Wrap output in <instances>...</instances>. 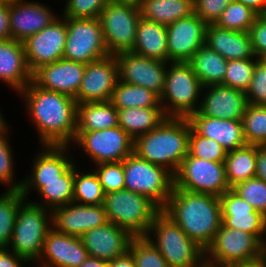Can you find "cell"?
I'll use <instances>...</instances> for the list:
<instances>
[{"label":"cell","mask_w":266,"mask_h":267,"mask_svg":"<svg viewBox=\"0 0 266 267\" xmlns=\"http://www.w3.org/2000/svg\"><path fill=\"white\" fill-rule=\"evenodd\" d=\"M40 148L39 153H34L32 169L23 176V181L58 180L76 162L71 145H41Z\"/></svg>","instance_id":"4316f807"},{"label":"cell","mask_w":266,"mask_h":267,"mask_svg":"<svg viewBox=\"0 0 266 267\" xmlns=\"http://www.w3.org/2000/svg\"><path fill=\"white\" fill-rule=\"evenodd\" d=\"M110 102L119 109L140 107H162L160 96L155 92L118 80Z\"/></svg>","instance_id":"d590c367"},{"label":"cell","mask_w":266,"mask_h":267,"mask_svg":"<svg viewBox=\"0 0 266 267\" xmlns=\"http://www.w3.org/2000/svg\"><path fill=\"white\" fill-rule=\"evenodd\" d=\"M27 264L30 263L14 251L8 248H0V267H25ZM28 267H31V265Z\"/></svg>","instance_id":"816d5d0a"},{"label":"cell","mask_w":266,"mask_h":267,"mask_svg":"<svg viewBox=\"0 0 266 267\" xmlns=\"http://www.w3.org/2000/svg\"><path fill=\"white\" fill-rule=\"evenodd\" d=\"M258 58L228 60L222 85L246 92Z\"/></svg>","instance_id":"b9f144b4"},{"label":"cell","mask_w":266,"mask_h":267,"mask_svg":"<svg viewBox=\"0 0 266 267\" xmlns=\"http://www.w3.org/2000/svg\"><path fill=\"white\" fill-rule=\"evenodd\" d=\"M72 144L78 146L93 165L121 162L133 152L134 140L120 127L76 132Z\"/></svg>","instance_id":"7c38bea8"},{"label":"cell","mask_w":266,"mask_h":267,"mask_svg":"<svg viewBox=\"0 0 266 267\" xmlns=\"http://www.w3.org/2000/svg\"><path fill=\"white\" fill-rule=\"evenodd\" d=\"M145 237L170 267H200L205 262L204 250L163 210L156 215Z\"/></svg>","instance_id":"277c9868"},{"label":"cell","mask_w":266,"mask_h":267,"mask_svg":"<svg viewBox=\"0 0 266 267\" xmlns=\"http://www.w3.org/2000/svg\"><path fill=\"white\" fill-rule=\"evenodd\" d=\"M188 63L203 87L223 82L227 60L208 45L203 44Z\"/></svg>","instance_id":"836d02e7"},{"label":"cell","mask_w":266,"mask_h":267,"mask_svg":"<svg viewBox=\"0 0 266 267\" xmlns=\"http://www.w3.org/2000/svg\"><path fill=\"white\" fill-rule=\"evenodd\" d=\"M200 101L201 115L219 119L241 120L248 105L244 91L222 84L203 87Z\"/></svg>","instance_id":"44dd1931"},{"label":"cell","mask_w":266,"mask_h":267,"mask_svg":"<svg viewBox=\"0 0 266 267\" xmlns=\"http://www.w3.org/2000/svg\"><path fill=\"white\" fill-rule=\"evenodd\" d=\"M86 64L61 58L41 66L33 73V82L42 89L76 97Z\"/></svg>","instance_id":"603a6c76"},{"label":"cell","mask_w":266,"mask_h":267,"mask_svg":"<svg viewBox=\"0 0 266 267\" xmlns=\"http://www.w3.org/2000/svg\"><path fill=\"white\" fill-rule=\"evenodd\" d=\"M129 252L134 258L136 267H170L159 250L145 236L134 237Z\"/></svg>","instance_id":"ee69618b"},{"label":"cell","mask_w":266,"mask_h":267,"mask_svg":"<svg viewBox=\"0 0 266 267\" xmlns=\"http://www.w3.org/2000/svg\"><path fill=\"white\" fill-rule=\"evenodd\" d=\"M241 121L247 144L266 145V106L248 104Z\"/></svg>","instance_id":"ab89813d"},{"label":"cell","mask_w":266,"mask_h":267,"mask_svg":"<svg viewBox=\"0 0 266 267\" xmlns=\"http://www.w3.org/2000/svg\"><path fill=\"white\" fill-rule=\"evenodd\" d=\"M119 80L115 55L86 64L83 79L75 97L77 104L110 101Z\"/></svg>","instance_id":"2e32d148"},{"label":"cell","mask_w":266,"mask_h":267,"mask_svg":"<svg viewBox=\"0 0 266 267\" xmlns=\"http://www.w3.org/2000/svg\"><path fill=\"white\" fill-rule=\"evenodd\" d=\"M200 267H224V266H215V265H211L207 262H204Z\"/></svg>","instance_id":"be15d7a7"},{"label":"cell","mask_w":266,"mask_h":267,"mask_svg":"<svg viewBox=\"0 0 266 267\" xmlns=\"http://www.w3.org/2000/svg\"><path fill=\"white\" fill-rule=\"evenodd\" d=\"M75 163L58 180L23 181L21 192L28 200L30 192H37L41 202L30 200L33 204L49 210L73 202ZM35 190V191H34Z\"/></svg>","instance_id":"83f0119b"},{"label":"cell","mask_w":266,"mask_h":267,"mask_svg":"<svg viewBox=\"0 0 266 267\" xmlns=\"http://www.w3.org/2000/svg\"><path fill=\"white\" fill-rule=\"evenodd\" d=\"M255 177L266 182V145H256Z\"/></svg>","instance_id":"f5cc1de1"},{"label":"cell","mask_w":266,"mask_h":267,"mask_svg":"<svg viewBox=\"0 0 266 267\" xmlns=\"http://www.w3.org/2000/svg\"><path fill=\"white\" fill-rule=\"evenodd\" d=\"M204 251L222 225L219 197L173 187L162 209Z\"/></svg>","instance_id":"7a4b0ae2"},{"label":"cell","mask_w":266,"mask_h":267,"mask_svg":"<svg viewBox=\"0 0 266 267\" xmlns=\"http://www.w3.org/2000/svg\"><path fill=\"white\" fill-rule=\"evenodd\" d=\"M206 27L195 13L166 26L168 62H188L205 44Z\"/></svg>","instance_id":"e0dca14e"},{"label":"cell","mask_w":266,"mask_h":267,"mask_svg":"<svg viewBox=\"0 0 266 267\" xmlns=\"http://www.w3.org/2000/svg\"><path fill=\"white\" fill-rule=\"evenodd\" d=\"M60 14L39 1L22 0L9 5L11 38L24 42L27 38L50 25Z\"/></svg>","instance_id":"7402d4cb"},{"label":"cell","mask_w":266,"mask_h":267,"mask_svg":"<svg viewBox=\"0 0 266 267\" xmlns=\"http://www.w3.org/2000/svg\"><path fill=\"white\" fill-rule=\"evenodd\" d=\"M5 190L0 194V248L10 244L18 208L26 200L21 190Z\"/></svg>","instance_id":"74e56055"},{"label":"cell","mask_w":266,"mask_h":267,"mask_svg":"<svg viewBox=\"0 0 266 267\" xmlns=\"http://www.w3.org/2000/svg\"><path fill=\"white\" fill-rule=\"evenodd\" d=\"M204 258L211 265L224 267L257 263L263 258V242L256 235L221 225Z\"/></svg>","instance_id":"ba28073f"},{"label":"cell","mask_w":266,"mask_h":267,"mask_svg":"<svg viewBox=\"0 0 266 267\" xmlns=\"http://www.w3.org/2000/svg\"><path fill=\"white\" fill-rule=\"evenodd\" d=\"M252 49L258 59H266V18L258 15L249 30Z\"/></svg>","instance_id":"f907efd6"},{"label":"cell","mask_w":266,"mask_h":267,"mask_svg":"<svg viewBox=\"0 0 266 267\" xmlns=\"http://www.w3.org/2000/svg\"><path fill=\"white\" fill-rule=\"evenodd\" d=\"M89 257L80 237L63 234L53 227L47 232L35 267H79ZM33 266V267H34Z\"/></svg>","instance_id":"ac0fdd59"},{"label":"cell","mask_w":266,"mask_h":267,"mask_svg":"<svg viewBox=\"0 0 266 267\" xmlns=\"http://www.w3.org/2000/svg\"><path fill=\"white\" fill-rule=\"evenodd\" d=\"M75 162L73 202L81 205H102L105 193L94 170L83 171ZM77 166V167H76Z\"/></svg>","instance_id":"8d00e7d4"},{"label":"cell","mask_w":266,"mask_h":267,"mask_svg":"<svg viewBox=\"0 0 266 267\" xmlns=\"http://www.w3.org/2000/svg\"><path fill=\"white\" fill-rule=\"evenodd\" d=\"M132 52L168 62L166 26L140 18Z\"/></svg>","instance_id":"f546056e"},{"label":"cell","mask_w":266,"mask_h":267,"mask_svg":"<svg viewBox=\"0 0 266 267\" xmlns=\"http://www.w3.org/2000/svg\"><path fill=\"white\" fill-rule=\"evenodd\" d=\"M10 129L8 122L0 128V186L3 184L7 190H21L23 179L18 181L15 177L16 163L9 139Z\"/></svg>","instance_id":"f35d334b"},{"label":"cell","mask_w":266,"mask_h":267,"mask_svg":"<svg viewBox=\"0 0 266 267\" xmlns=\"http://www.w3.org/2000/svg\"><path fill=\"white\" fill-rule=\"evenodd\" d=\"M11 38L9 5L0 3V40Z\"/></svg>","instance_id":"db71d44e"},{"label":"cell","mask_w":266,"mask_h":267,"mask_svg":"<svg viewBox=\"0 0 266 267\" xmlns=\"http://www.w3.org/2000/svg\"><path fill=\"white\" fill-rule=\"evenodd\" d=\"M5 119V120H4ZM7 123L5 116L3 115L2 110H0V128Z\"/></svg>","instance_id":"94428289"},{"label":"cell","mask_w":266,"mask_h":267,"mask_svg":"<svg viewBox=\"0 0 266 267\" xmlns=\"http://www.w3.org/2000/svg\"><path fill=\"white\" fill-rule=\"evenodd\" d=\"M188 120L199 135L216 141L227 152L247 145L241 120L209 117L198 111L191 114Z\"/></svg>","instance_id":"484cf974"},{"label":"cell","mask_w":266,"mask_h":267,"mask_svg":"<svg viewBox=\"0 0 266 267\" xmlns=\"http://www.w3.org/2000/svg\"><path fill=\"white\" fill-rule=\"evenodd\" d=\"M66 39V17L61 15L40 32L27 38L23 44L31 72L63 58Z\"/></svg>","instance_id":"9a60e30c"},{"label":"cell","mask_w":266,"mask_h":267,"mask_svg":"<svg viewBox=\"0 0 266 267\" xmlns=\"http://www.w3.org/2000/svg\"><path fill=\"white\" fill-rule=\"evenodd\" d=\"M232 267H266V264L263 261H259L253 264L234 265Z\"/></svg>","instance_id":"680465c9"},{"label":"cell","mask_w":266,"mask_h":267,"mask_svg":"<svg viewBox=\"0 0 266 267\" xmlns=\"http://www.w3.org/2000/svg\"><path fill=\"white\" fill-rule=\"evenodd\" d=\"M251 8L258 15H263L266 10V0H235Z\"/></svg>","instance_id":"9f6ffc18"},{"label":"cell","mask_w":266,"mask_h":267,"mask_svg":"<svg viewBox=\"0 0 266 267\" xmlns=\"http://www.w3.org/2000/svg\"><path fill=\"white\" fill-rule=\"evenodd\" d=\"M140 16L168 26L194 14V0H139Z\"/></svg>","instance_id":"4dcf8cb0"},{"label":"cell","mask_w":266,"mask_h":267,"mask_svg":"<svg viewBox=\"0 0 266 267\" xmlns=\"http://www.w3.org/2000/svg\"><path fill=\"white\" fill-rule=\"evenodd\" d=\"M258 14L244 4L233 0L222 12L215 25L239 32H249Z\"/></svg>","instance_id":"60d3db41"},{"label":"cell","mask_w":266,"mask_h":267,"mask_svg":"<svg viewBox=\"0 0 266 267\" xmlns=\"http://www.w3.org/2000/svg\"><path fill=\"white\" fill-rule=\"evenodd\" d=\"M125 189L147 196L163 209L174 187V175L132 152L123 161Z\"/></svg>","instance_id":"9c48e42d"},{"label":"cell","mask_w":266,"mask_h":267,"mask_svg":"<svg viewBox=\"0 0 266 267\" xmlns=\"http://www.w3.org/2000/svg\"><path fill=\"white\" fill-rule=\"evenodd\" d=\"M233 0H194V13L206 24H215Z\"/></svg>","instance_id":"681fc988"},{"label":"cell","mask_w":266,"mask_h":267,"mask_svg":"<svg viewBox=\"0 0 266 267\" xmlns=\"http://www.w3.org/2000/svg\"><path fill=\"white\" fill-rule=\"evenodd\" d=\"M97 174L105 194L125 189L123 162L100 163L90 167Z\"/></svg>","instance_id":"bcb514c9"},{"label":"cell","mask_w":266,"mask_h":267,"mask_svg":"<svg viewBox=\"0 0 266 267\" xmlns=\"http://www.w3.org/2000/svg\"><path fill=\"white\" fill-rule=\"evenodd\" d=\"M174 186L185 191L220 197L230 189L224 162H213L187 155L174 175Z\"/></svg>","instance_id":"4fadbf2b"},{"label":"cell","mask_w":266,"mask_h":267,"mask_svg":"<svg viewBox=\"0 0 266 267\" xmlns=\"http://www.w3.org/2000/svg\"><path fill=\"white\" fill-rule=\"evenodd\" d=\"M117 1H129V2H135V3L139 2V0H117Z\"/></svg>","instance_id":"e7e4bbea"},{"label":"cell","mask_w":266,"mask_h":267,"mask_svg":"<svg viewBox=\"0 0 266 267\" xmlns=\"http://www.w3.org/2000/svg\"><path fill=\"white\" fill-rule=\"evenodd\" d=\"M188 155L213 162H225L227 151L216 141L190 128Z\"/></svg>","instance_id":"7bdbcfd3"},{"label":"cell","mask_w":266,"mask_h":267,"mask_svg":"<svg viewBox=\"0 0 266 267\" xmlns=\"http://www.w3.org/2000/svg\"><path fill=\"white\" fill-rule=\"evenodd\" d=\"M205 44L227 61L256 58L249 32H239L207 24Z\"/></svg>","instance_id":"f1b7e54d"},{"label":"cell","mask_w":266,"mask_h":267,"mask_svg":"<svg viewBox=\"0 0 266 267\" xmlns=\"http://www.w3.org/2000/svg\"><path fill=\"white\" fill-rule=\"evenodd\" d=\"M52 228V211L25 200L18 208L9 250L33 265L40 257L47 232ZM32 263V264H31Z\"/></svg>","instance_id":"52a82bcc"},{"label":"cell","mask_w":266,"mask_h":267,"mask_svg":"<svg viewBox=\"0 0 266 267\" xmlns=\"http://www.w3.org/2000/svg\"><path fill=\"white\" fill-rule=\"evenodd\" d=\"M190 128L188 118L167 117L157 128L134 140L133 152L175 175L188 155Z\"/></svg>","instance_id":"3957f363"},{"label":"cell","mask_w":266,"mask_h":267,"mask_svg":"<svg viewBox=\"0 0 266 267\" xmlns=\"http://www.w3.org/2000/svg\"><path fill=\"white\" fill-rule=\"evenodd\" d=\"M79 267H108V262L89 256Z\"/></svg>","instance_id":"6f0895ef"},{"label":"cell","mask_w":266,"mask_h":267,"mask_svg":"<svg viewBox=\"0 0 266 267\" xmlns=\"http://www.w3.org/2000/svg\"><path fill=\"white\" fill-rule=\"evenodd\" d=\"M108 267H136L132 254L128 251L108 262Z\"/></svg>","instance_id":"11a10c76"},{"label":"cell","mask_w":266,"mask_h":267,"mask_svg":"<svg viewBox=\"0 0 266 267\" xmlns=\"http://www.w3.org/2000/svg\"><path fill=\"white\" fill-rule=\"evenodd\" d=\"M38 133L39 145H72L77 131V102L31 81L18 93Z\"/></svg>","instance_id":"6da1fadb"},{"label":"cell","mask_w":266,"mask_h":267,"mask_svg":"<svg viewBox=\"0 0 266 267\" xmlns=\"http://www.w3.org/2000/svg\"><path fill=\"white\" fill-rule=\"evenodd\" d=\"M138 3L111 0L98 19L109 55L132 51L140 20Z\"/></svg>","instance_id":"30bf717a"},{"label":"cell","mask_w":266,"mask_h":267,"mask_svg":"<svg viewBox=\"0 0 266 267\" xmlns=\"http://www.w3.org/2000/svg\"><path fill=\"white\" fill-rule=\"evenodd\" d=\"M115 58L120 81L142 86L161 96L168 62L148 58L132 51L118 53Z\"/></svg>","instance_id":"5bb4252c"},{"label":"cell","mask_w":266,"mask_h":267,"mask_svg":"<svg viewBox=\"0 0 266 267\" xmlns=\"http://www.w3.org/2000/svg\"><path fill=\"white\" fill-rule=\"evenodd\" d=\"M119 126L118 110L110 101L79 103L77 131L91 132Z\"/></svg>","instance_id":"1f68e13d"},{"label":"cell","mask_w":266,"mask_h":267,"mask_svg":"<svg viewBox=\"0 0 266 267\" xmlns=\"http://www.w3.org/2000/svg\"><path fill=\"white\" fill-rule=\"evenodd\" d=\"M103 206L108 222L129 231L134 237L146 236L162 210L147 196L126 189L105 194Z\"/></svg>","instance_id":"8992f818"},{"label":"cell","mask_w":266,"mask_h":267,"mask_svg":"<svg viewBox=\"0 0 266 267\" xmlns=\"http://www.w3.org/2000/svg\"><path fill=\"white\" fill-rule=\"evenodd\" d=\"M232 189L266 217V182L256 177L239 182Z\"/></svg>","instance_id":"f6af8a7d"},{"label":"cell","mask_w":266,"mask_h":267,"mask_svg":"<svg viewBox=\"0 0 266 267\" xmlns=\"http://www.w3.org/2000/svg\"><path fill=\"white\" fill-rule=\"evenodd\" d=\"M245 94L248 104L266 106V59L256 61L253 77Z\"/></svg>","instance_id":"c3c4849f"},{"label":"cell","mask_w":266,"mask_h":267,"mask_svg":"<svg viewBox=\"0 0 266 267\" xmlns=\"http://www.w3.org/2000/svg\"><path fill=\"white\" fill-rule=\"evenodd\" d=\"M32 80L23 42L12 38L0 40V81L18 94Z\"/></svg>","instance_id":"d4e9b609"},{"label":"cell","mask_w":266,"mask_h":267,"mask_svg":"<svg viewBox=\"0 0 266 267\" xmlns=\"http://www.w3.org/2000/svg\"><path fill=\"white\" fill-rule=\"evenodd\" d=\"M66 28L63 58L88 64L109 56L98 18L66 17Z\"/></svg>","instance_id":"8fae6325"},{"label":"cell","mask_w":266,"mask_h":267,"mask_svg":"<svg viewBox=\"0 0 266 267\" xmlns=\"http://www.w3.org/2000/svg\"><path fill=\"white\" fill-rule=\"evenodd\" d=\"M111 0H66L62 17L98 18L101 11Z\"/></svg>","instance_id":"7dc6e473"},{"label":"cell","mask_w":266,"mask_h":267,"mask_svg":"<svg viewBox=\"0 0 266 267\" xmlns=\"http://www.w3.org/2000/svg\"><path fill=\"white\" fill-rule=\"evenodd\" d=\"M203 86L188 62H168L161 106L167 117L188 118L199 110Z\"/></svg>","instance_id":"5b68a950"},{"label":"cell","mask_w":266,"mask_h":267,"mask_svg":"<svg viewBox=\"0 0 266 267\" xmlns=\"http://www.w3.org/2000/svg\"><path fill=\"white\" fill-rule=\"evenodd\" d=\"M222 225L256 235L263 243L266 240V217L257 212L232 188L220 197Z\"/></svg>","instance_id":"ffe728a7"},{"label":"cell","mask_w":266,"mask_h":267,"mask_svg":"<svg viewBox=\"0 0 266 267\" xmlns=\"http://www.w3.org/2000/svg\"><path fill=\"white\" fill-rule=\"evenodd\" d=\"M80 238L89 256L109 262L129 251L134 236L112 222H107L87 231Z\"/></svg>","instance_id":"cb8c5ba5"},{"label":"cell","mask_w":266,"mask_h":267,"mask_svg":"<svg viewBox=\"0 0 266 267\" xmlns=\"http://www.w3.org/2000/svg\"><path fill=\"white\" fill-rule=\"evenodd\" d=\"M22 0H0V3L7 4V5H13L15 3H18Z\"/></svg>","instance_id":"91938a15"},{"label":"cell","mask_w":266,"mask_h":267,"mask_svg":"<svg viewBox=\"0 0 266 267\" xmlns=\"http://www.w3.org/2000/svg\"><path fill=\"white\" fill-rule=\"evenodd\" d=\"M108 222L102 205H81L71 202L52 210V227L63 234L81 237L87 231Z\"/></svg>","instance_id":"d6986e66"},{"label":"cell","mask_w":266,"mask_h":267,"mask_svg":"<svg viewBox=\"0 0 266 267\" xmlns=\"http://www.w3.org/2000/svg\"><path fill=\"white\" fill-rule=\"evenodd\" d=\"M166 118L162 107H138L118 110L119 126L133 140L157 128Z\"/></svg>","instance_id":"d6a6232c"},{"label":"cell","mask_w":266,"mask_h":267,"mask_svg":"<svg viewBox=\"0 0 266 267\" xmlns=\"http://www.w3.org/2000/svg\"><path fill=\"white\" fill-rule=\"evenodd\" d=\"M226 179L230 188L255 177L256 145L247 144L227 152L225 159Z\"/></svg>","instance_id":"e575fe53"},{"label":"cell","mask_w":266,"mask_h":267,"mask_svg":"<svg viewBox=\"0 0 266 267\" xmlns=\"http://www.w3.org/2000/svg\"><path fill=\"white\" fill-rule=\"evenodd\" d=\"M262 261L266 264V240L263 243V258Z\"/></svg>","instance_id":"6125c7cd"}]
</instances>
